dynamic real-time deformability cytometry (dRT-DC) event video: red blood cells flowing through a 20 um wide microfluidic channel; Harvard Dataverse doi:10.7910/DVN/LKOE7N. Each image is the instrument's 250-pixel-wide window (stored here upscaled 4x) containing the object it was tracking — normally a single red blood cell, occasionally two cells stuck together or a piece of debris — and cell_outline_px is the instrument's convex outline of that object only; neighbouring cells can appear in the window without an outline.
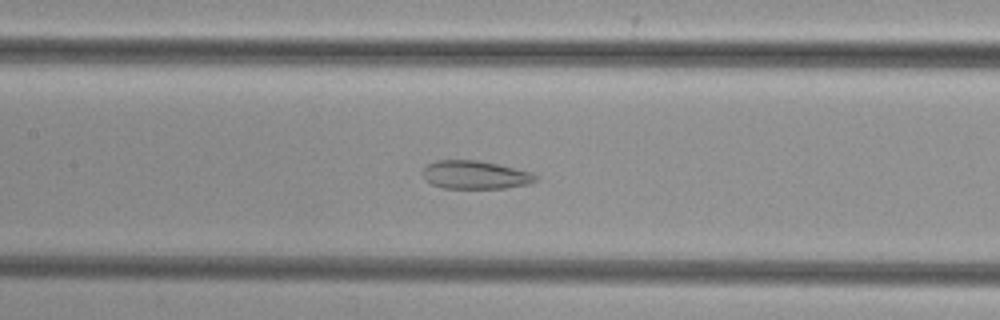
{"species": "common noctule bat (a hibernating species)", "species_latin": "Nyctalus noctula", "temperature_condition": "cold", "stored_images_in_passage": 52, "camera_frame_rate_fps": 3000, "um_per_image_px": 0.085, "animal": {"sex": "female", "body_mass_g": 29.2, "forearm_length_mm": 56.3}, "frame": {"image": 1, "passage_image": 24, "time_ms": 7.667, "image_size_px": [1000, 320], "cell_outline_px": [[540, 176], [536, 180], [528, 184], [504, 188], [444, 188], [432, 184], [424, 180], [424, 168], [428, 164], [436, 160], [480, 160], [532, 172]], "centroid_in_image_um": [40.41, 14.86], "position_along_channel_um": 167.0, "area_um2": 18.61}}
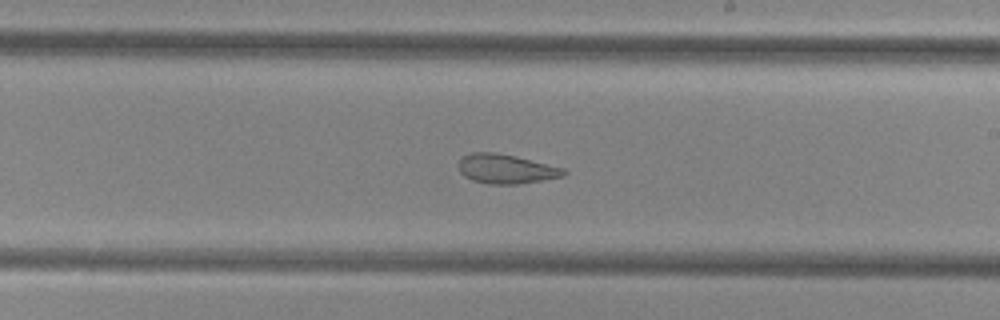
{"frame": {"image": 2, "passage_image": 30, "time_ms": 9.667, "image_size_px": [1000, 320], "cell_outline_px": [[568, 172], [564, 176], [516, 184], [488, 184], [472, 180], [464, 176], [460, 172], [456, 164], [460, 156], [472, 152], [496, 152], [516, 156], [564, 168]], "centroid_in_image_um": [42.95, 14.34], "position_along_channel_um": 246.1, "area_um2": 18.21}}
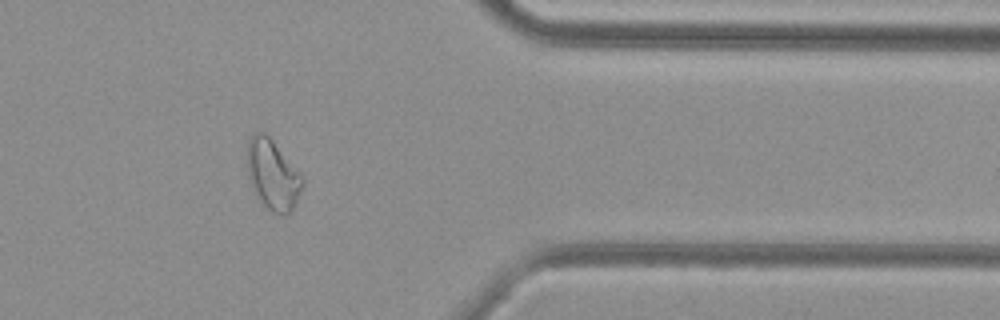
{"frame": {"image": 3, "passage_image": 42, "time_ms": 13.667, "image_size_px": [1000, 320], "cell_outline_px": [[304, 184], [292, 208], [284, 216], [280, 216], [272, 212], [260, 204], [248, 180], [248, 140], [252, 132], [264, 132], [272, 140], [304, 176]], "centroid_in_image_um": [23.17, 14.87], "position_along_channel_um": 388.2, "area_um2": 22.77}}